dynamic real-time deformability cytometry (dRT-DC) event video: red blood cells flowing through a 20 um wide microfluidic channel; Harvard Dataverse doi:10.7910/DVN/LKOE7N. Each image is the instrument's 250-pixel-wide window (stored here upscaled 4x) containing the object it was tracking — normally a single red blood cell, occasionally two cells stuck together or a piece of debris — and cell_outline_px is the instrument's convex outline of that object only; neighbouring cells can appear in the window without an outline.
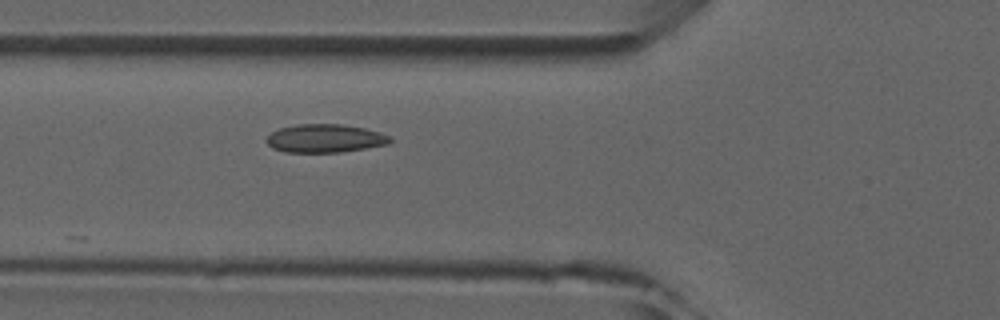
{"species": "common noctule bat (a hibernating species)", "species_latin": "Nyctalus noctula", "temperature_condition": "room temperature", "stored_images_in_passage": 6, "camera_frame_rate_fps": 3000, "um_per_image_px": 0.085, "animal": {"sex": "male", "forearm_length_mm": 52.5}, "frame": {"image": 1, "passage_image": 6, "time_ms": 5.667, "image_size_px": [1000, 320], "cell_outline_px": [[392, 140], [388, 144], [340, 152], [284, 152], [272, 148], [268, 144], [268, 136], [272, 132], [280, 128], [296, 124], [344, 124], [364, 128], [380, 132], [392, 136]], "centroid_in_image_um": [27.65, 11.75], "position_along_channel_um": 98.2, "area_um2": 20.35}}